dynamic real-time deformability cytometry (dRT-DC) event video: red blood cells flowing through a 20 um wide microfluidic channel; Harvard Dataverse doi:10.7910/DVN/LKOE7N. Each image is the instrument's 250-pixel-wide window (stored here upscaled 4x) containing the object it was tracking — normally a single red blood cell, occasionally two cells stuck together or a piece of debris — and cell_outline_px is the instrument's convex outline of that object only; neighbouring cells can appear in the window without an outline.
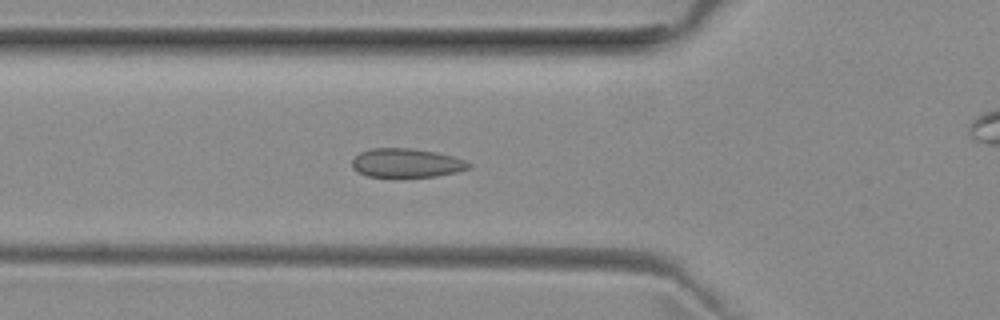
{"species": "common noctule bat (a hibernating species)", "species_latin": "Nyctalus noctula", "temperature_condition": "room temperature", "stored_images_in_passage": 47, "camera_frame_rate_fps": 3000, "um_per_image_px": 0.085, "animal": {"sex": "female", "body_mass_g": 29.2, "forearm_length_mm": 56.3}, "frame": {"image": 1, "passage_image": 12, "time_ms": 3.667, "image_size_px": [1000, 320], "cell_outline_px": [[472, 164], [468, 168], [456, 172], [436, 176], [368, 176], [356, 172], [352, 168], [352, 160], [360, 152], [372, 148], [412, 148], [436, 152], [452, 156], [464, 160]], "centroid_in_image_um": [34.52, 13.84], "position_along_channel_um": 91.3, "area_um2": 19.48}}
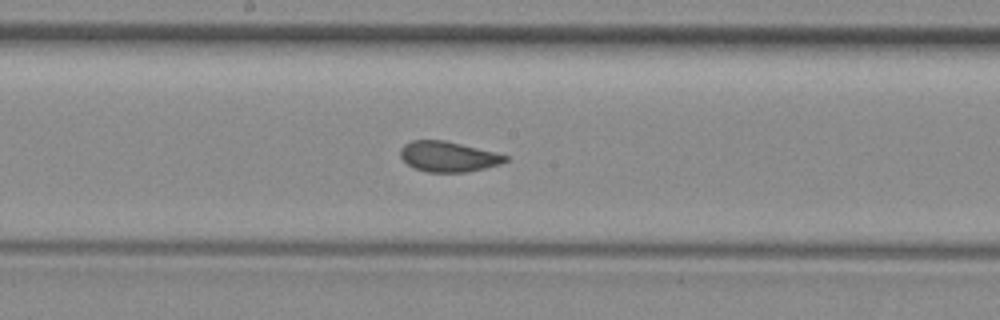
{"frame": {"image": 2, "passage_image": 21, "time_ms": 6.667, "image_size_px": [1000, 320], "cell_outline_px": [[508, 160], [500, 164], [468, 172], [428, 172], [416, 168], [408, 164], [400, 156], [400, 148], [404, 144], [412, 140], [444, 140], [496, 152], [508, 156]], "centroid_in_image_um": [38.1, 13.3], "position_along_channel_um": 210.1, "area_um2": 18.5}}
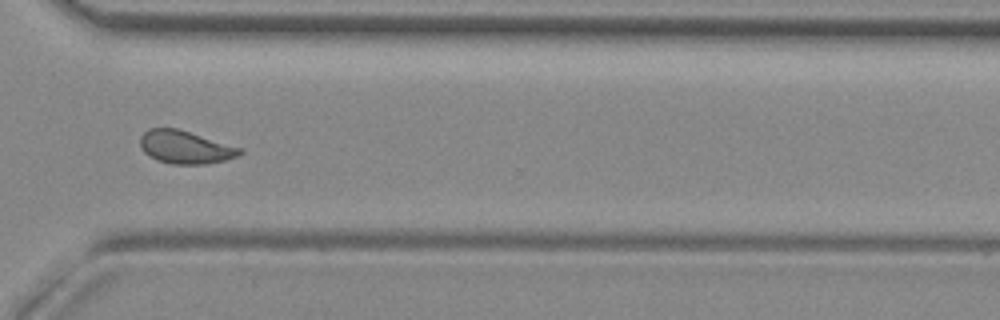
{"frame": {"image": 3, "passage_image": 32, "time_ms": 10.333, "image_size_px": [1000, 320], "cell_outline_px": [[244, 152], [236, 156], [224, 160], [204, 164], [172, 164], [156, 160], [148, 156], [140, 148], [140, 136], [148, 128], [176, 128], [244, 148]], "centroid_in_image_um": [15.73, 12.51], "position_along_channel_um": 354.9, "area_um2": 19.25}}